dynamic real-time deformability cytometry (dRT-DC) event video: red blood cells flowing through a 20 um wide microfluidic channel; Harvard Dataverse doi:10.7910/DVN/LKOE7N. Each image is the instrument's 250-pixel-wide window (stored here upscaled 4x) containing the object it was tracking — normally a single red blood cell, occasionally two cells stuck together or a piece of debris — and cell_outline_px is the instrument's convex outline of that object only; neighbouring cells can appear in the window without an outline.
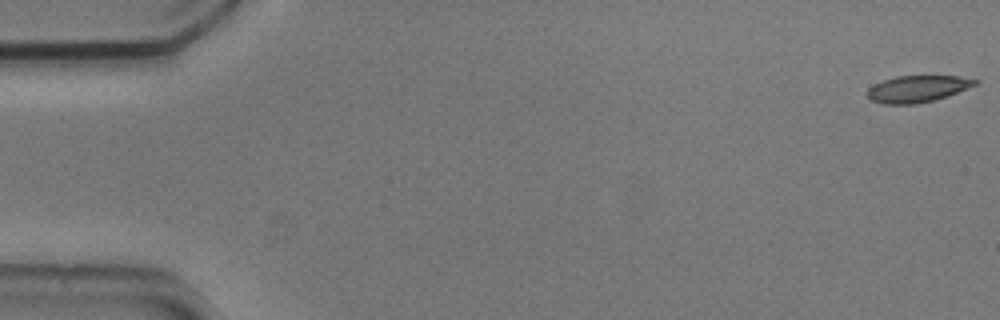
{"species": "common noctule bat (a hibernating species)", "species_latin": "Nyctalus noctula", "temperature_condition": "cold", "stored_images_in_passage": 55, "camera_frame_rate_fps": 3000, "um_per_image_px": 0.085, "animal": {"sex": "male", "body_mass_g": 20.5, "forearm_length_mm": 52.5}, "frame": {"image": 1, "passage_image": 1, "time_ms": 0.0, "image_size_px": [1000, 320], "cell_outline_px": [[980, 80], [976, 84], [948, 96], [916, 104], [884, 104], [872, 100], [868, 96], [868, 88], [884, 80], [896, 76], [960, 76]], "centroid_in_image_um": [78.0, 7.55], "position_along_channel_um": 7.0, "area_um2": 16.53}}
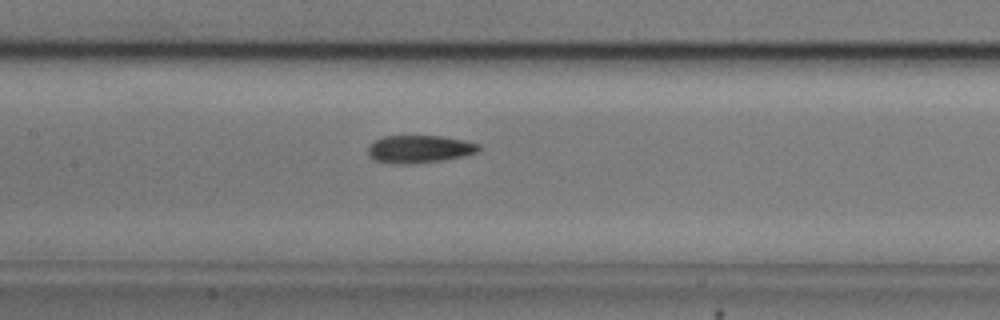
{"frame": {"image": 2, "passage_image": 26, "time_ms": 8.333, "image_size_px": [1000, 320], "cell_outline_px": [[480, 152], [464, 156], [444, 160], [412, 164], [392, 164], [372, 160], [368, 156], [368, 144], [372, 140], [384, 136], [440, 136], [464, 140], [480, 144]], "centroid_in_image_um": [35.61, 12.68], "position_along_channel_um": 171.8, "area_um2": 18.32}}
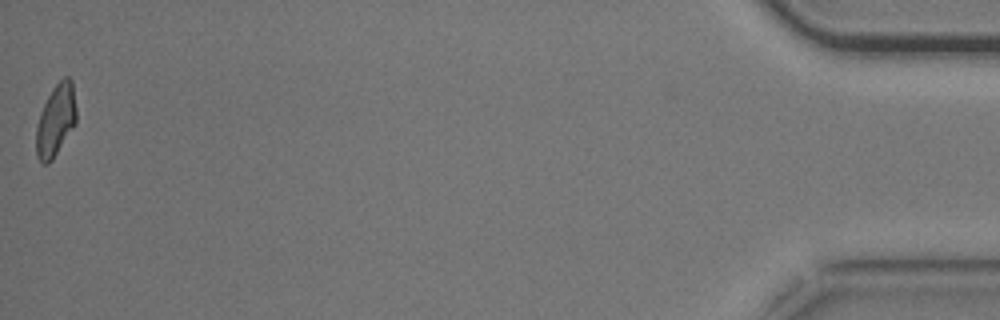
{"frame": {"image": 3, "passage_image": 55, "time_ms": 18.0, "image_size_px": [1000, 320], "cell_outline_px": [[76, 124], [52, 160], [48, 164], [44, 164], [36, 156], [36, 128], [40, 112], [52, 88], [64, 76], [68, 76], [72, 80], [76, 108]], "centroid_in_image_um": [4.74, 10.22], "position_along_channel_um": 430.5, "area_um2": 16.88}, "authors_computed_cell_mechanics": {"area_um2": 17.4556, "velocity_mm_per_s": 3.6835, "shape_relaxation_time_tau1_ms": 4.4486, "shape_relaxation_time_tau2_ms": 3.4985, "deformation_change_tau1": 0.1016, "deformation_change_tau2": 0.1036}}